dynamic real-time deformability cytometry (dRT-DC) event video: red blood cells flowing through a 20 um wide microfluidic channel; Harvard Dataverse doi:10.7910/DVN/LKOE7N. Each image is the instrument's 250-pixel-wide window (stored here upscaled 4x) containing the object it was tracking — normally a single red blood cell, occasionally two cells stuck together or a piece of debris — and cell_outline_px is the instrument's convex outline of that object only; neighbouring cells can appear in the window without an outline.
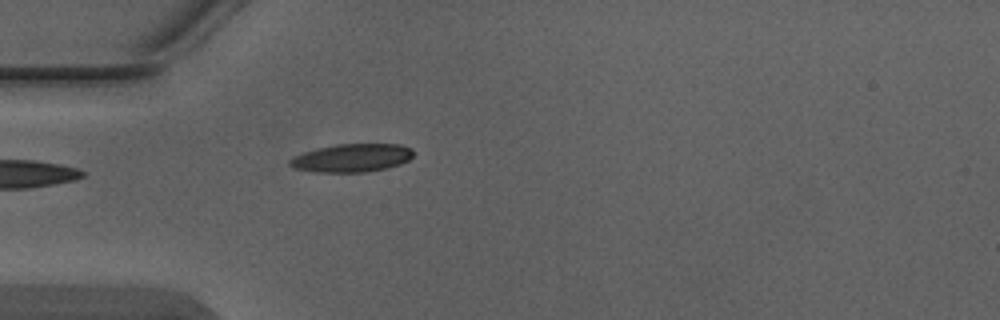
{"species": "Egyptian fruit bat (a non-hibernating species)", "species_latin": "Rousettus aegyptiacus", "temperature_condition": "warm", "stored_images_in_passage": 2, "camera_frame_rate_fps": 3000, "um_per_image_px": 0.085, "animal": {"sex": "male"}, "frame": {"image": 1, "passage_image": 2, "time_ms": 0.333, "image_size_px": [1000, 320], "cell_outline_px": [[412, 156], [408, 160], [400, 164], [388, 168], [364, 172], [316, 172], [296, 168], [288, 164], [288, 160], [304, 152], [336, 144], [400, 144], [412, 148]], "centroid_in_image_um": [29.93, 13.42], "position_along_channel_um": 55.1, "area_um2": 20.11}}